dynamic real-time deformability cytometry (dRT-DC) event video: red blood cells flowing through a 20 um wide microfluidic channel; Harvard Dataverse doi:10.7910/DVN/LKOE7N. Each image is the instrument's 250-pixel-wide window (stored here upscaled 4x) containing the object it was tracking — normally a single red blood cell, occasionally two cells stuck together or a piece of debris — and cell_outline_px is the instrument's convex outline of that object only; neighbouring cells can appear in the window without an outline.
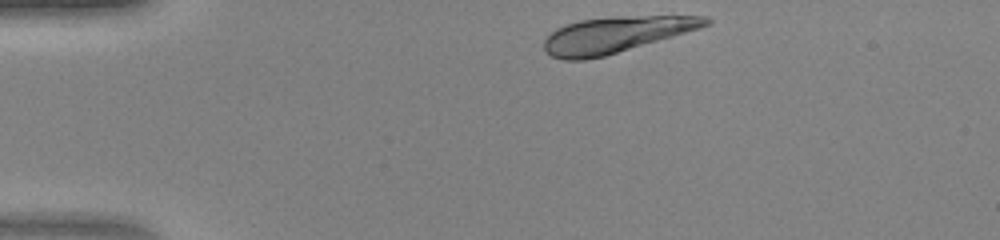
{"species": "human", "species_latin": "Homo sapiens", "temperature_condition": "warm", "stored_images_in_passage": 32, "camera_frame_rate_fps": 3000, "um_per_image_px": 0.085, "donor": {"sex": "female"}, "frame": {"image": 1, "passage_image": 1, "time_ms": 0.0, "image_size_px": [1000, 240], "cell_outline_px": [[712, 24], [700, 28], [604, 56], [584, 60], [564, 60], [552, 56], [544, 52], [544, 40], [556, 28], [580, 20], [616, 16], [708, 16], [712, 20]], "centroid_in_image_um": [52.34, 2.94], "position_along_channel_um": 32.7, "area_um2": 33.64}}
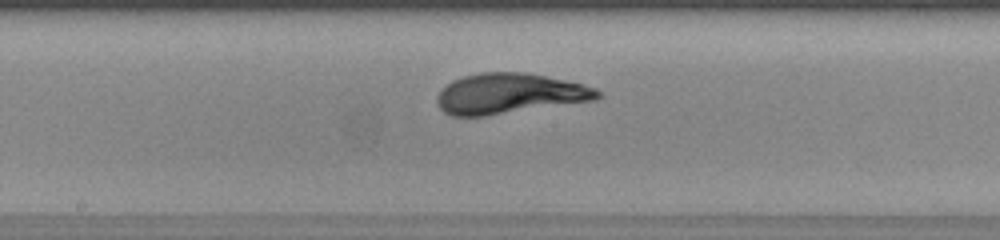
{"frame": {"image": 2, "passage_image": 17, "time_ms": 5.333, "image_size_px": [1000, 240], "cell_outline_px": [[604, 92], [596, 100], [484, 116], [452, 116], [444, 112], [436, 104], [436, 96], [452, 80], [464, 76], [480, 72], [524, 72], [564, 80], [596, 88]], "centroid_in_image_um": [43.3, 7.96], "position_along_channel_um": 204.9, "area_um2": 37.63}}
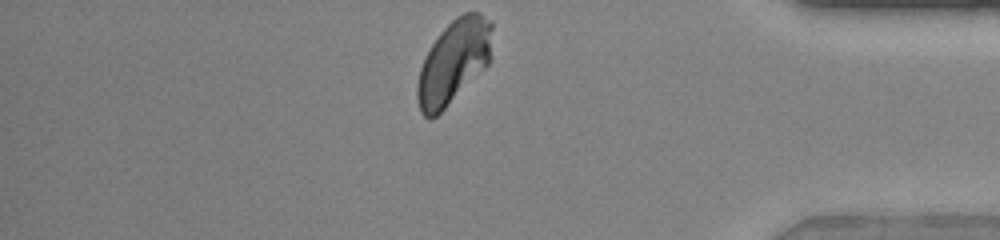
{"frame": {"image": 3, "passage_image": 32, "time_ms": 10.333, "image_size_px": [1000, 240], "cell_outline_px": [[492, 28], [488, 64], [432, 120], [428, 120], [420, 112], [416, 96], [416, 84], [420, 68], [432, 44], [440, 32], [456, 16], [464, 12], [480, 12], [492, 20]], "centroid_in_image_um": [38.53, 5.24], "position_along_channel_um": 396.7, "area_um2": 36.13}}